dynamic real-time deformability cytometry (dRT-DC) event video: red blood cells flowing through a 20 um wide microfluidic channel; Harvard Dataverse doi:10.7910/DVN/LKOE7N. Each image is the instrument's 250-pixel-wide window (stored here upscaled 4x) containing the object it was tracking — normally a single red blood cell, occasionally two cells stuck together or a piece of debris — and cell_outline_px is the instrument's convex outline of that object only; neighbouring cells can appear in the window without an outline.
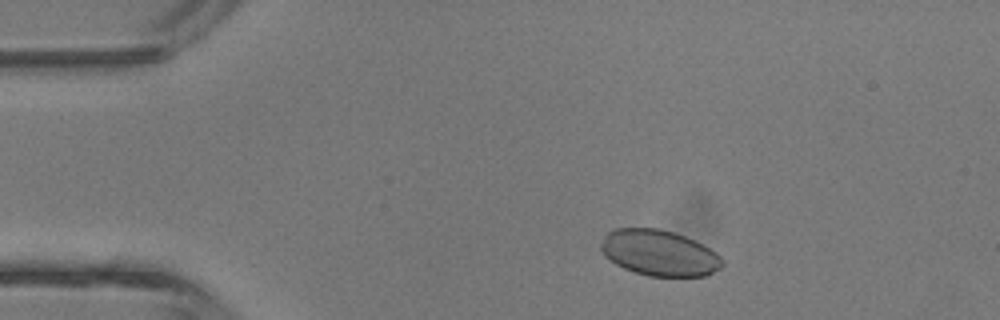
{"species": "common noctule bat (a hibernating species)", "species_latin": "Nyctalus noctula", "temperature_condition": "room temperature", "stored_images_in_passage": 41, "camera_frame_rate_fps": 3000, "um_per_image_px": 0.085, "animal": {"sex": "male", "body_mass_g": 13.3}, "frame": {"image": 1, "passage_image": 5, "time_ms": 1.333, "image_size_px": [1000, 320], "cell_outline_px": [[724, 264], [720, 268], [704, 276], [648, 276], [624, 268], [616, 264], [604, 256], [600, 248], [600, 244], [604, 236], [608, 232], [616, 228], [656, 228], [672, 232], [684, 236], [716, 252], [724, 260]], "centroid_in_image_um": [56.01, 21.5], "position_along_channel_um": 29.0, "area_um2": 32.19}}
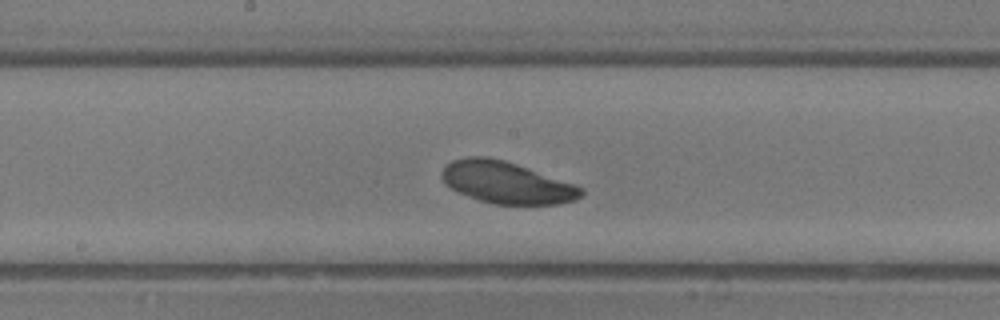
{"frame": {"image": 2, "passage_image": 20, "time_ms": 6.333, "image_size_px": [1000, 320], "cell_outline_px": [[584, 192], [576, 200], [556, 204], [492, 204], [480, 200], [460, 192], [444, 184], [440, 176], [440, 172], [452, 160], [468, 156], [488, 156], [504, 160], [516, 164], [584, 188]], "centroid_in_image_um": [43.02, 15.51], "position_along_channel_um": 205.2, "area_um2": 33.64}}
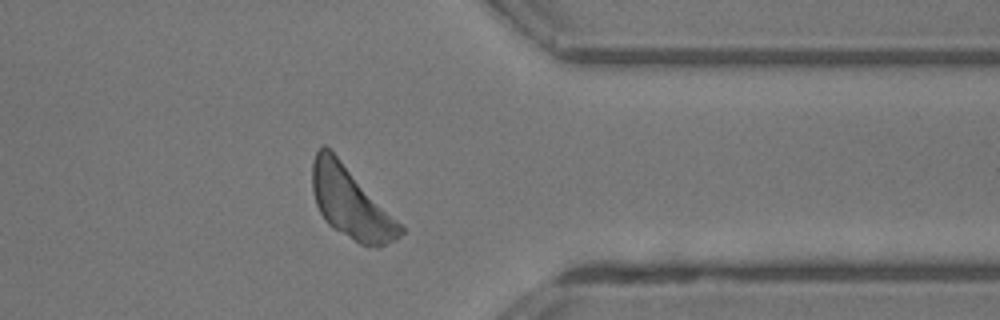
{"frame": {"image": 3, "passage_image": 32, "time_ms": 10.333, "image_size_px": [1000, 320], "cell_outline_px": [[404, 232], [396, 240], [380, 248], [376, 248], [360, 244], [328, 224], [324, 220], [316, 204], [312, 188], [312, 160], [316, 152], [324, 144], [336, 156], [404, 228]], "centroid_in_image_um": [29.8, 17.28], "position_along_channel_um": 381.6, "area_um2": 35.49}}